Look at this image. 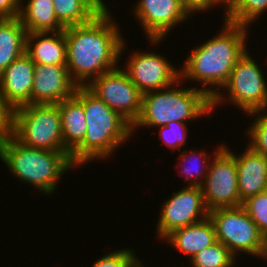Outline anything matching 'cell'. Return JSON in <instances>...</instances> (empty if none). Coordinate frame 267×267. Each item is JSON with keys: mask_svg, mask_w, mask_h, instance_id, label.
Masks as SVG:
<instances>
[{"mask_svg": "<svg viewBox=\"0 0 267 267\" xmlns=\"http://www.w3.org/2000/svg\"><path fill=\"white\" fill-rule=\"evenodd\" d=\"M110 14L108 8L87 23L64 29L66 67L78 87H85L91 80L118 67L126 45Z\"/></svg>", "mask_w": 267, "mask_h": 267, "instance_id": "cell-1", "label": "cell"}, {"mask_svg": "<svg viewBox=\"0 0 267 267\" xmlns=\"http://www.w3.org/2000/svg\"><path fill=\"white\" fill-rule=\"evenodd\" d=\"M222 28L219 35L191 50L180 70L182 80L189 78L202 82L203 87L200 89L212 99V111L215 106L226 100L213 86L220 89L229 80L238 59L246 52L245 42L249 30L247 26L227 21H224Z\"/></svg>", "mask_w": 267, "mask_h": 267, "instance_id": "cell-2", "label": "cell"}, {"mask_svg": "<svg viewBox=\"0 0 267 267\" xmlns=\"http://www.w3.org/2000/svg\"><path fill=\"white\" fill-rule=\"evenodd\" d=\"M74 96L81 102L86 118V136L70 154L75 166L107 158L132 135V125L86 87H77Z\"/></svg>", "mask_w": 267, "mask_h": 267, "instance_id": "cell-3", "label": "cell"}, {"mask_svg": "<svg viewBox=\"0 0 267 267\" xmlns=\"http://www.w3.org/2000/svg\"><path fill=\"white\" fill-rule=\"evenodd\" d=\"M0 159L20 181L42 193L53 194L63 173L76 167L66 151L41 150L19 143L14 137L0 142Z\"/></svg>", "mask_w": 267, "mask_h": 267, "instance_id": "cell-4", "label": "cell"}, {"mask_svg": "<svg viewBox=\"0 0 267 267\" xmlns=\"http://www.w3.org/2000/svg\"><path fill=\"white\" fill-rule=\"evenodd\" d=\"M173 85L143 94L140 116L132 125V134L138 127L165 126L172 121L186 123L190 118L212 112V99L200 88L178 89Z\"/></svg>", "mask_w": 267, "mask_h": 267, "instance_id": "cell-5", "label": "cell"}, {"mask_svg": "<svg viewBox=\"0 0 267 267\" xmlns=\"http://www.w3.org/2000/svg\"><path fill=\"white\" fill-rule=\"evenodd\" d=\"M14 138L29 147L65 151L58 104H29L16 108Z\"/></svg>", "mask_w": 267, "mask_h": 267, "instance_id": "cell-6", "label": "cell"}, {"mask_svg": "<svg viewBox=\"0 0 267 267\" xmlns=\"http://www.w3.org/2000/svg\"><path fill=\"white\" fill-rule=\"evenodd\" d=\"M216 239L236 256L247 253L267 259V240L242 206L209 211Z\"/></svg>", "mask_w": 267, "mask_h": 267, "instance_id": "cell-7", "label": "cell"}, {"mask_svg": "<svg viewBox=\"0 0 267 267\" xmlns=\"http://www.w3.org/2000/svg\"><path fill=\"white\" fill-rule=\"evenodd\" d=\"M226 145H220L213 153L205 181L201 186L204 201L209 211L216 208L242 206L238 191L235 157Z\"/></svg>", "mask_w": 267, "mask_h": 267, "instance_id": "cell-8", "label": "cell"}, {"mask_svg": "<svg viewBox=\"0 0 267 267\" xmlns=\"http://www.w3.org/2000/svg\"><path fill=\"white\" fill-rule=\"evenodd\" d=\"M229 101L249 114L267 111V82L262 69L246 52L238 59L230 78L224 85Z\"/></svg>", "mask_w": 267, "mask_h": 267, "instance_id": "cell-9", "label": "cell"}, {"mask_svg": "<svg viewBox=\"0 0 267 267\" xmlns=\"http://www.w3.org/2000/svg\"><path fill=\"white\" fill-rule=\"evenodd\" d=\"M85 87L131 125L140 116L143 93L130 80L124 69L116 67L107 71L91 80Z\"/></svg>", "mask_w": 267, "mask_h": 267, "instance_id": "cell-10", "label": "cell"}, {"mask_svg": "<svg viewBox=\"0 0 267 267\" xmlns=\"http://www.w3.org/2000/svg\"><path fill=\"white\" fill-rule=\"evenodd\" d=\"M157 222V234L165 239L174 230L199 222L209 216L201 187L187 186L173 192L164 202Z\"/></svg>", "mask_w": 267, "mask_h": 267, "instance_id": "cell-11", "label": "cell"}, {"mask_svg": "<svg viewBox=\"0 0 267 267\" xmlns=\"http://www.w3.org/2000/svg\"><path fill=\"white\" fill-rule=\"evenodd\" d=\"M125 67L130 80L143 94L161 90L174 83L179 85L182 80L181 71L155 52L132 53Z\"/></svg>", "mask_w": 267, "mask_h": 267, "instance_id": "cell-12", "label": "cell"}, {"mask_svg": "<svg viewBox=\"0 0 267 267\" xmlns=\"http://www.w3.org/2000/svg\"><path fill=\"white\" fill-rule=\"evenodd\" d=\"M134 14L152 44L160 43L173 26L190 16L181 0H140Z\"/></svg>", "mask_w": 267, "mask_h": 267, "instance_id": "cell-13", "label": "cell"}, {"mask_svg": "<svg viewBox=\"0 0 267 267\" xmlns=\"http://www.w3.org/2000/svg\"><path fill=\"white\" fill-rule=\"evenodd\" d=\"M77 87L66 65L35 64L31 104H58L71 98Z\"/></svg>", "mask_w": 267, "mask_h": 267, "instance_id": "cell-14", "label": "cell"}, {"mask_svg": "<svg viewBox=\"0 0 267 267\" xmlns=\"http://www.w3.org/2000/svg\"><path fill=\"white\" fill-rule=\"evenodd\" d=\"M34 68L35 64L24 53L0 75V94L15 109L31 104Z\"/></svg>", "mask_w": 267, "mask_h": 267, "instance_id": "cell-15", "label": "cell"}, {"mask_svg": "<svg viewBox=\"0 0 267 267\" xmlns=\"http://www.w3.org/2000/svg\"><path fill=\"white\" fill-rule=\"evenodd\" d=\"M228 151L236 159L240 201L266 191L267 157L256 153L249 146L241 155H236L230 149Z\"/></svg>", "mask_w": 267, "mask_h": 267, "instance_id": "cell-16", "label": "cell"}, {"mask_svg": "<svg viewBox=\"0 0 267 267\" xmlns=\"http://www.w3.org/2000/svg\"><path fill=\"white\" fill-rule=\"evenodd\" d=\"M51 33L52 36H50ZM25 53L34 64L66 65V38L64 31L32 32L27 34Z\"/></svg>", "mask_w": 267, "mask_h": 267, "instance_id": "cell-17", "label": "cell"}, {"mask_svg": "<svg viewBox=\"0 0 267 267\" xmlns=\"http://www.w3.org/2000/svg\"><path fill=\"white\" fill-rule=\"evenodd\" d=\"M165 240H168L184 255H188L189 259L217 242L216 230L209 216L199 222L174 230Z\"/></svg>", "mask_w": 267, "mask_h": 267, "instance_id": "cell-18", "label": "cell"}, {"mask_svg": "<svg viewBox=\"0 0 267 267\" xmlns=\"http://www.w3.org/2000/svg\"><path fill=\"white\" fill-rule=\"evenodd\" d=\"M61 115L64 150L70 155L86 136V118L83 105L73 95L58 103Z\"/></svg>", "mask_w": 267, "mask_h": 267, "instance_id": "cell-19", "label": "cell"}, {"mask_svg": "<svg viewBox=\"0 0 267 267\" xmlns=\"http://www.w3.org/2000/svg\"><path fill=\"white\" fill-rule=\"evenodd\" d=\"M19 19L32 32H59L64 27L58 22L52 0H29L26 6L21 5Z\"/></svg>", "mask_w": 267, "mask_h": 267, "instance_id": "cell-20", "label": "cell"}, {"mask_svg": "<svg viewBox=\"0 0 267 267\" xmlns=\"http://www.w3.org/2000/svg\"><path fill=\"white\" fill-rule=\"evenodd\" d=\"M26 28L19 17L0 19V75L19 56L25 53Z\"/></svg>", "mask_w": 267, "mask_h": 267, "instance_id": "cell-21", "label": "cell"}, {"mask_svg": "<svg viewBox=\"0 0 267 267\" xmlns=\"http://www.w3.org/2000/svg\"><path fill=\"white\" fill-rule=\"evenodd\" d=\"M53 4L57 20L64 28L87 23L97 15L84 0H55Z\"/></svg>", "mask_w": 267, "mask_h": 267, "instance_id": "cell-22", "label": "cell"}, {"mask_svg": "<svg viewBox=\"0 0 267 267\" xmlns=\"http://www.w3.org/2000/svg\"><path fill=\"white\" fill-rule=\"evenodd\" d=\"M267 9V0H236L225 13V21L249 27ZM262 13V14H261Z\"/></svg>", "mask_w": 267, "mask_h": 267, "instance_id": "cell-23", "label": "cell"}, {"mask_svg": "<svg viewBox=\"0 0 267 267\" xmlns=\"http://www.w3.org/2000/svg\"><path fill=\"white\" fill-rule=\"evenodd\" d=\"M235 258L227 247L217 241L197 253L190 263L192 262V267H233Z\"/></svg>", "mask_w": 267, "mask_h": 267, "instance_id": "cell-24", "label": "cell"}, {"mask_svg": "<svg viewBox=\"0 0 267 267\" xmlns=\"http://www.w3.org/2000/svg\"><path fill=\"white\" fill-rule=\"evenodd\" d=\"M186 151H187V149L185 151H182V153H180L181 154L180 158H182L183 160L181 161V164L179 163V165H181L180 167H183V172L182 173H184L185 181H188V184H189L188 186L201 187L202 184L205 181V177L207 175L206 172H208V169H209L208 165H210V163L207 162V159L210 158V157L207 156L206 152H204L202 150L197 151V149L196 150L194 149V150H191L192 152L190 151L189 153L186 152ZM198 153H199V155H198ZM192 158H196L197 160H198V158H200L201 159L200 161H202V162H200V164H199V160H198L197 163H196L197 165H195V168L192 165H191L192 167L191 166L190 167L189 166L185 167V166L182 165L183 162L184 163L187 162V163L190 164L189 160L192 159ZM186 160H188V161H186ZM193 161H195V159ZM198 165H201V166L203 165L201 167V168H203V170H201ZM193 168H194L195 171L193 170Z\"/></svg>", "mask_w": 267, "mask_h": 267, "instance_id": "cell-25", "label": "cell"}, {"mask_svg": "<svg viewBox=\"0 0 267 267\" xmlns=\"http://www.w3.org/2000/svg\"><path fill=\"white\" fill-rule=\"evenodd\" d=\"M242 207L267 240V191L247 198Z\"/></svg>", "mask_w": 267, "mask_h": 267, "instance_id": "cell-26", "label": "cell"}, {"mask_svg": "<svg viewBox=\"0 0 267 267\" xmlns=\"http://www.w3.org/2000/svg\"><path fill=\"white\" fill-rule=\"evenodd\" d=\"M261 115V112H252L248 116L253 115L258 117L254 118L252 126L247 130L250 139H252L247 146H249L256 153L262 154L267 157V111Z\"/></svg>", "mask_w": 267, "mask_h": 267, "instance_id": "cell-27", "label": "cell"}, {"mask_svg": "<svg viewBox=\"0 0 267 267\" xmlns=\"http://www.w3.org/2000/svg\"><path fill=\"white\" fill-rule=\"evenodd\" d=\"M160 129V138L163 139V142L169 146L172 151L181 150V147L186 145L187 125L182 122H169L165 126H159Z\"/></svg>", "mask_w": 267, "mask_h": 267, "instance_id": "cell-28", "label": "cell"}, {"mask_svg": "<svg viewBox=\"0 0 267 267\" xmlns=\"http://www.w3.org/2000/svg\"><path fill=\"white\" fill-rule=\"evenodd\" d=\"M15 111L0 94V142L14 137Z\"/></svg>", "mask_w": 267, "mask_h": 267, "instance_id": "cell-29", "label": "cell"}, {"mask_svg": "<svg viewBox=\"0 0 267 267\" xmlns=\"http://www.w3.org/2000/svg\"><path fill=\"white\" fill-rule=\"evenodd\" d=\"M131 249L115 250L98 259L92 267H126L136 256Z\"/></svg>", "mask_w": 267, "mask_h": 267, "instance_id": "cell-30", "label": "cell"}, {"mask_svg": "<svg viewBox=\"0 0 267 267\" xmlns=\"http://www.w3.org/2000/svg\"><path fill=\"white\" fill-rule=\"evenodd\" d=\"M21 0H0V19L17 18L20 15Z\"/></svg>", "mask_w": 267, "mask_h": 267, "instance_id": "cell-31", "label": "cell"}, {"mask_svg": "<svg viewBox=\"0 0 267 267\" xmlns=\"http://www.w3.org/2000/svg\"><path fill=\"white\" fill-rule=\"evenodd\" d=\"M181 3L188 14L210 10L211 6L217 4L214 0H181Z\"/></svg>", "mask_w": 267, "mask_h": 267, "instance_id": "cell-32", "label": "cell"}, {"mask_svg": "<svg viewBox=\"0 0 267 267\" xmlns=\"http://www.w3.org/2000/svg\"><path fill=\"white\" fill-rule=\"evenodd\" d=\"M55 2V0H52ZM97 14L105 12L107 10V6L103 0H84Z\"/></svg>", "mask_w": 267, "mask_h": 267, "instance_id": "cell-33", "label": "cell"}, {"mask_svg": "<svg viewBox=\"0 0 267 267\" xmlns=\"http://www.w3.org/2000/svg\"><path fill=\"white\" fill-rule=\"evenodd\" d=\"M217 4L220 3H224L225 7H226V12L233 6V4L235 3L236 0H214Z\"/></svg>", "mask_w": 267, "mask_h": 267, "instance_id": "cell-34", "label": "cell"}, {"mask_svg": "<svg viewBox=\"0 0 267 267\" xmlns=\"http://www.w3.org/2000/svg\"><path fill=\"white\" fill-rule=\"evenodd\" d=\"M141 262L139 258L135 257L126 267H145Z\"/></svg>", "mask_w": 267, "mask_h": 267, "instance_id": "cell-35", "label": "cell"}]
</instances>
